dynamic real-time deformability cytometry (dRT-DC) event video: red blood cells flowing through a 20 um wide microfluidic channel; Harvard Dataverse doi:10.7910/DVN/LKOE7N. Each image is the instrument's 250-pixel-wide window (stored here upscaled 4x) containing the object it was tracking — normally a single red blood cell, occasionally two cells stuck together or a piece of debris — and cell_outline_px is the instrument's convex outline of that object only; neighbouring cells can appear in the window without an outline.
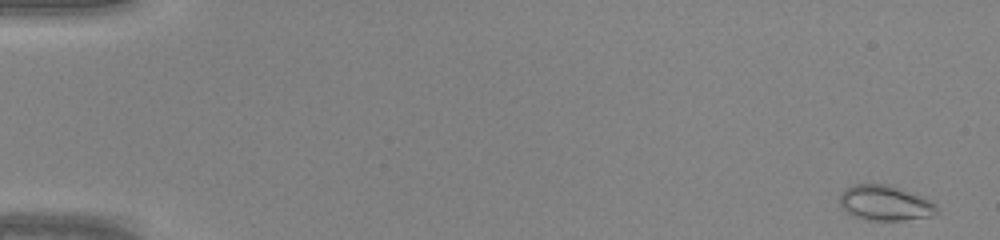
{"species": "common noctule bat (a hibernating species)", "species_latin": "Nyctalus noctula", "temperature_condition": "warm", "stored_images_in_passage": 45, "camera_frame_rate_fps": 3000, "um_per_image_px": 0.085, "animal": {"sex": "male", "body_mass_g": 20.0, "forearm_length_mm": 53.3}, "frame": {"image": 1, "passage_image": 1, "time_ms": 0.0, "image_size_px": [1000, 240], "cell_outline_px": [[936, 212], [928, 216], [904, 220], [864, 220], [852, 216], [840, 204], [840, 192], [856, 184], [888, 184], [928, 200], [936, 204]], "centroid_in_image_um": [75.17, 17.26], "position_along_channel_um": 9.8, "area_um2": 19.42}}
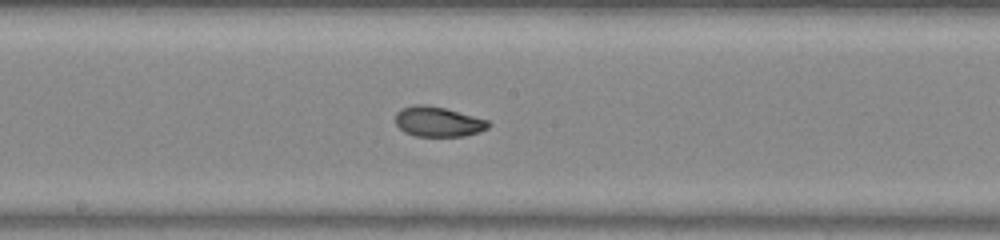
{"frame": {"image": 2, "passage_image": 25, "time_ms": 8.0, "image_size_px": [1000, 240], "cell_outline_px": [[492, 124], [488, 128], [480, 132], [464, 136], [416, 136], [404, 132], [396, 124], [396, 112], [400, 108], [416, 104], [424, 104], [444, 108], [488, 120]], "centroid_in_image_um": [37.24, 10.34], "position_along_channel_um": 211.0, "area_um2": 16.3}}
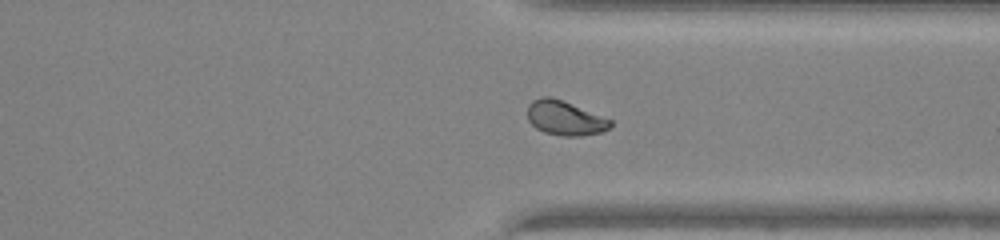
{"frame": {"image": 3, "passage_image": 35, "time_ms": 11.333, "image_size_px": [1000, 240], "cell_outline_px": [[612, 124], [608, 128], [600, 132], [580, 136], [560, 136], [544, 132], [536, 128], [528, 120], [528, 104], [532, 100], [544, 96], [552, 96], [612, 120]], "centroid_in_image_um": [47.99, 10.03], "position_along_channel_um": 363.4, "area_um2": 16.53}}